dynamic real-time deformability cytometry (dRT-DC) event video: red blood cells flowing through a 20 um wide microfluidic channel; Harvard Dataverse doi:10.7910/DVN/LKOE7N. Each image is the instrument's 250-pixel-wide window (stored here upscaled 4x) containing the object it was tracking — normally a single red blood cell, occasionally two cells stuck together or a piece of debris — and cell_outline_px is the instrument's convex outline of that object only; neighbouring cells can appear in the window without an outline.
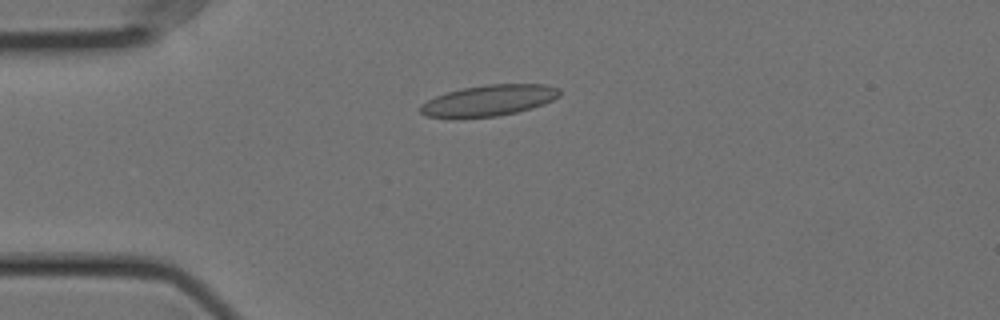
{"species": "Egyptian fruit bat (a non-hibernating species)", "species_latin": "Rousettus aegyptiacus", "temperature_condition": "cold", "stored_images_in_passage": 55, "camera_frame_rate_fps": 3000, "um_per_image_px": 0.085, "animal": {"sex": "female"}, "frame": {"image": 1, "passage_image": 14, "time_ms": 4.333, "image_size_px": [1000, 320], "cell_outline_px": [[560, 96], [544, 104], [532, 108], [516, 112], [496, 116], [460, 120], [452, 120], [424, 116], [420, 112], [420, 104], [436, 96], [460, 88], [488, 84], [548, 84], [560, 88]], "centroid_in_image_um": [41.5, 8.57], "position_along_channel_um": 43.5, "area_um2": 25.95}}
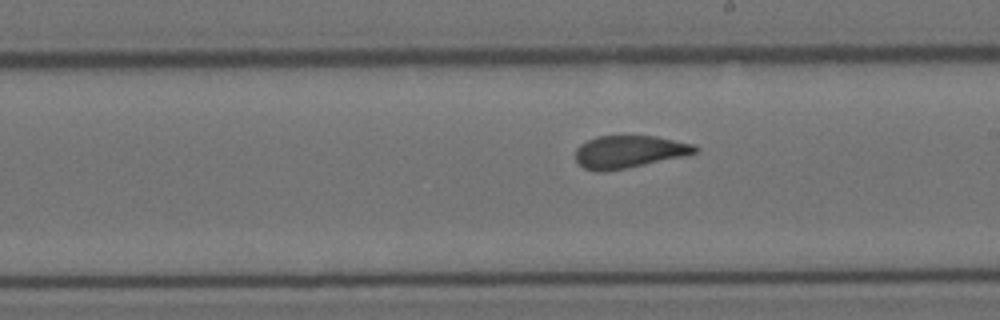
{"frame": {"image": 2, "passage_image": 32, "time_ms": 10.333, "image_size_px": [1000, 320], "cell_outline_px": [[700, 148], [696, 152], [684, 156], [604, 172], [596, 172], [584, 168], [576, 160], [576, 148], [580, 144], [596, 136], [656, 136], [692, 144]], "centroid_in_image_um": [53.44, 12.89], "position_along_channel_um": 235.6, "area_um2": 22.43}}
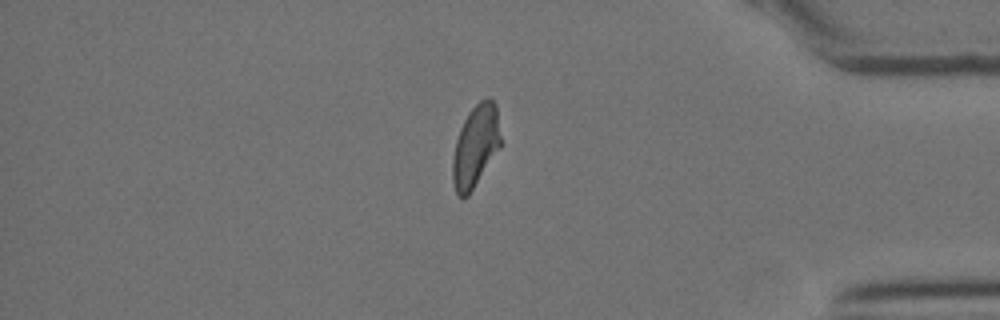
{"frame": {"image": 3, "passage_image": 48, "time_ms": 15.667, "image_size_px": [1000, 320], "cell_outline_px": [[500, 144], [468, 196], [460, 196], [456, 192], [452, 180], [452, 160], [456, 140], [460, 128], [468, 112], [480, 100], [488, 96], [496, 104], [500, 136]], "centroid_in_image_um": [40.39, 12.37], "position_along_channel_um": 394.8, "area_um2": 22.37}, "authors_computed_cell_mechanics": {"area_um2": 23.698, "velocity_mm_per_s": 3.5382, "shape_relaxation_time_tau1_ms": 7.0738, "shape_relaxation_time_tau2_ms": 1.0874, "deformation_change_tau1": 0.1529, "deformation_change_tau2": 0.0772}}